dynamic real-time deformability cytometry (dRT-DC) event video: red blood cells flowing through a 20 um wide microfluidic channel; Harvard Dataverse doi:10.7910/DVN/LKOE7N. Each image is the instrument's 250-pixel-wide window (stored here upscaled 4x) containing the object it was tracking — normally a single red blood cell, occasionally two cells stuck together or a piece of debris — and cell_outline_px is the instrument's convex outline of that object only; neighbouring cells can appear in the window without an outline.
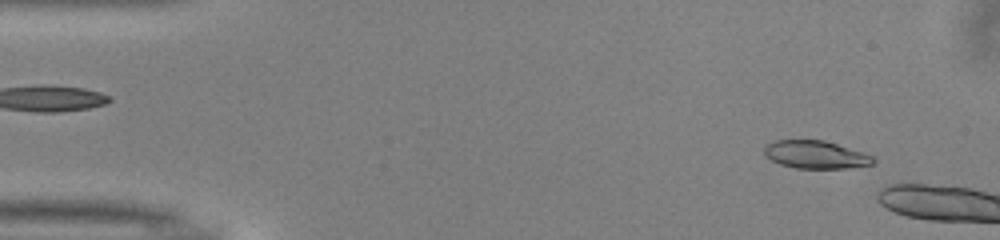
{"species": "common noctule bat (a hibernating species)", "species_latin": "Nyctalus noctula", "temperature_condition": "warm", "stored_images_in_passage": 9, "camera_frame_rate_fps": 3000, "um_per_image_px": 0.085, "animal": {"sex": "male", "body_mass_g": 13.0, "forearm_length_mm": 53.1}, "frame": {"image": 1, "passage_image": 4, "time_ms": 1.0, "image_size_px": [1000, 240], "cell_outline_px": [[876, 160], [872, 164], [844, 168], [796, 168], [780, 164], [764, 156], [764, 148], [768, 144], [776, 140], [824, 140], [872, 156]], "centroid_in_image_um": [69.28, 13.14], "position_along_channel_um": 15.7, "area_um2": 17.34}}